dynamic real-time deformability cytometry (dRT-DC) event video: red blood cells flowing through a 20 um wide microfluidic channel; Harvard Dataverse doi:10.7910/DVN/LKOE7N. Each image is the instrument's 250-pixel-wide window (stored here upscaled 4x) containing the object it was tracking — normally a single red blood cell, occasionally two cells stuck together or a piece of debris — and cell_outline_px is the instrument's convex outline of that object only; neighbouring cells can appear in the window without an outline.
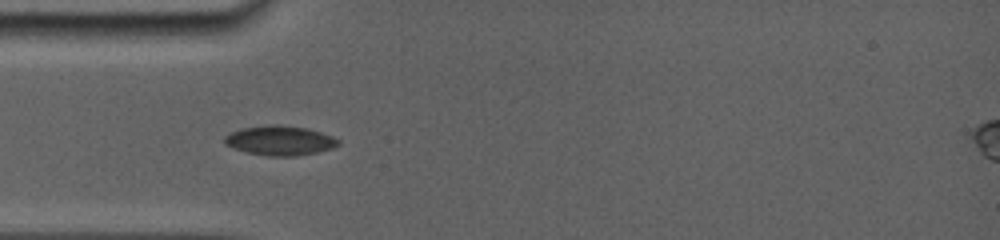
{"species": "common noctule bat (a hibernating species)", "species_latin": "Nyctalus noctula", "temperature_condition": "room temperature", "stored_images_in_passage": 62, "camera_frame_rate_fps": 5000, "um_per_image_px": 0.085, "animal": {"sex": "female", "body_mass_g": 19.0, "forearm_length_mm": 56.7}, "frame": {"image": 1, "passage_image": 1, "time_ms": 0.0, "image_size_px": [1000, 240], "cell_outline_px": [[340, 144], [332, 148], [316, 152], [296, 156], [268, 156], [248, 152], [224, 144], [224, 136], [232, 132], [244, 128], [268, 124], [276, 124], [308, 128], [332, 136], [340, 140]], "centroid_in_image_um": [23.81, 11.94], "position_along_channel_um": 61.2, "area_um2": 19.48}}
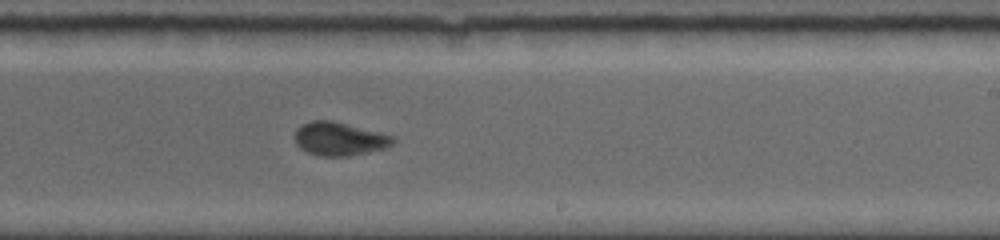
{"frame": {"image": 2, "passage_image": 26, "time_ms": 5.2, "image_size_px": [1000, 240], "cell_outline_px": [[396, 140], [388, 148], [348, 156], [320, 156], [308, 152], [300, 148], [296, 144], [292, 136], [296, 128], [300, 124], [312, 120], [332, 120], [392, 136]], "centroid_in_image_um": [28.78, 11.8], "position_along_channel_um": 260.2, "area_um2": 19.25}}
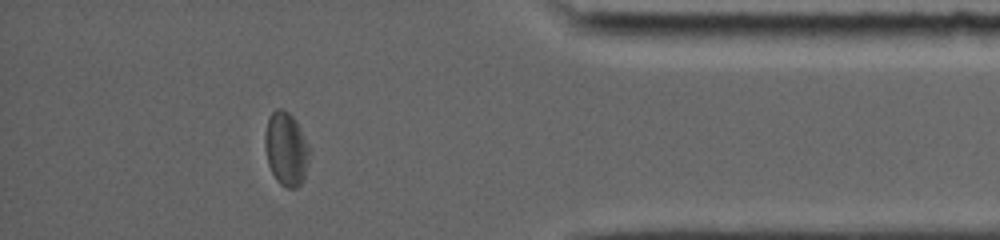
{"frame": {"image": 3, "passage_image": 51, "time_ms": 9.6, "image_size_px": [1000, 240], "cell_outline_px": [[308, 160], [304, 180], [296, 188], [284, 188], [276, 180], [268, 164], [264, 144], [264, 136], [268, 116], [276, 108], [280, 108], [288, 112], [296, 120], [308, 148]], "centroid_in_image_um": [24.28, 12.67], "position_along_channel_um": 410.9, "area_um2": 18.96}, "authors_computed_cell_mechanics": {"area_um2": 19.3341, "velocity_mm_per_s": 3.8445, "shape_relaxation_time_tau1_ms": 5.1225, "shape_relaxation_time_tau2_ms": 1.7616, "deformation_change_tau1": 0.1269, "deformation_change_tau2": 0.0405}}